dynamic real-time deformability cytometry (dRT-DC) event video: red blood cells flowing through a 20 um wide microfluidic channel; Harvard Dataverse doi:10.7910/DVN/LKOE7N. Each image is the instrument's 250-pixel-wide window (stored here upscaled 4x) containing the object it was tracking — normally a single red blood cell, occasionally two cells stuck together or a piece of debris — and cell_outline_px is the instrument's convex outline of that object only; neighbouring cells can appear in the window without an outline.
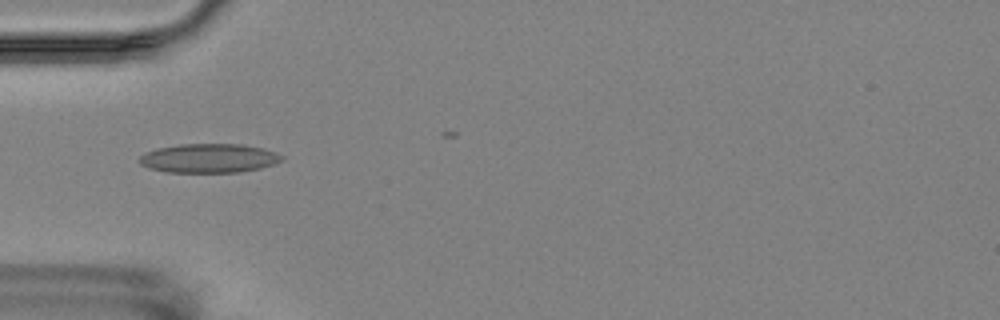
{"species": "Egyptian fruit bat (a non-hibernating species)", "species_latin": "Rousettus aegyptiacus", "temperature_condition": "room temperature", "stored_images_in_passage": 5, "camera_frame_rate_fps": 3000, "um_per_image_px": 0.085, "animal": {"sex": "female"}, "frame": {"image": 1, "passage_image": 4, "time_ms": 4.333, "image_size_px": [1000, 320], "cell_outline_px": [[284, 160], [276, 164], [260, 168], [240, 172], [164, 172], [148, 168], [140, 164], [140, 156], [144, 152], [156, 148], [180, 144], [244, 144], [264, 148], [276, 152], [284, 156]], "centroid_in_image_um": [17.79, 13.44], "position_along_channel_um": 67.2, "area_um2": 24.45}}